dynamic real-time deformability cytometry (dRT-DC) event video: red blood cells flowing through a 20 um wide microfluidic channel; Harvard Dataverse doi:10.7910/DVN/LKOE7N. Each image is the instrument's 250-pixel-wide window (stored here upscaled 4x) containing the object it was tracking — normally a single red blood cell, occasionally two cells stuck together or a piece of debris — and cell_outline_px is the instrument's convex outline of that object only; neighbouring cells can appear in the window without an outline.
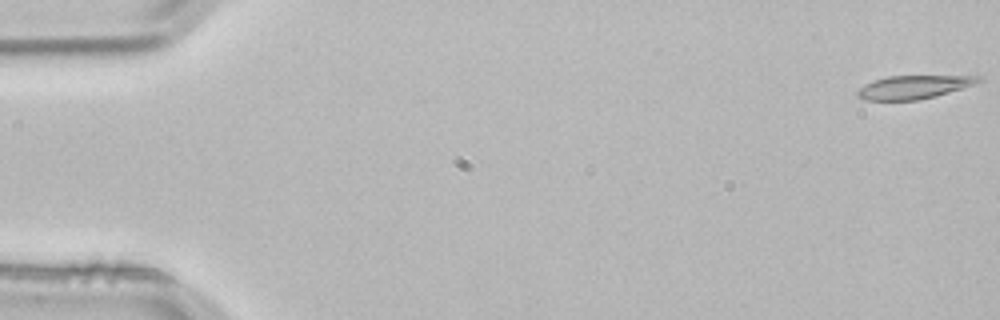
{"species": "common noctule bat (a hibernating species)", "species_latin": "Nyctalus noctula", "temperature_condition": "room temperature", "stored_images_in_passage": 4, "camera_frame_rate_fps": 3000, "um_per_image_px": 0.085, "animal": {"sex": "male", "body_mass_g": 21.5, "forearm_length_mm": 52.0}, "frame": {"image": 1, "passage_image": 1, "time_ms": 0.0, "image_size_px": [1000, 320], "cell_outline_px": [[984, 80], [936, 96], [920, 100], [864, 100], [856, 96], [856, 92], [864, 84], [872, 80], [888, 76], [980, 76]], "centroid_in_image_um": [77.59, 7.4], "position_along_channel_um": 7.4, "area_um2": 16.36}}
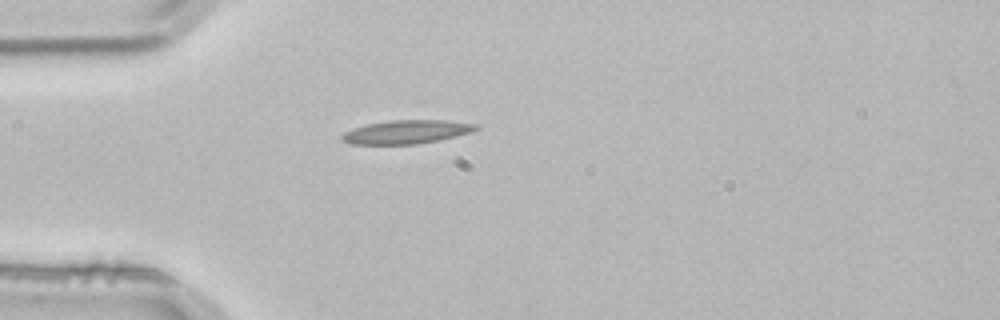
{"frame": {"image": 2, "passage_image": 4, "time_ms": 1.0, "image_size_px": [1000, 320], "cell_outline_px": [[480, 128], [472, 132], [456, 136], [416, 144], [352, 144], [344, 140], [340, 136], [344, 132], [368, 124], [392, 120], [444, 120], [480, 124]], "centroid_in_image_um": [34.62, 11.2], "position_along_channel_um": 50.4, "area_um2": 18.21}}